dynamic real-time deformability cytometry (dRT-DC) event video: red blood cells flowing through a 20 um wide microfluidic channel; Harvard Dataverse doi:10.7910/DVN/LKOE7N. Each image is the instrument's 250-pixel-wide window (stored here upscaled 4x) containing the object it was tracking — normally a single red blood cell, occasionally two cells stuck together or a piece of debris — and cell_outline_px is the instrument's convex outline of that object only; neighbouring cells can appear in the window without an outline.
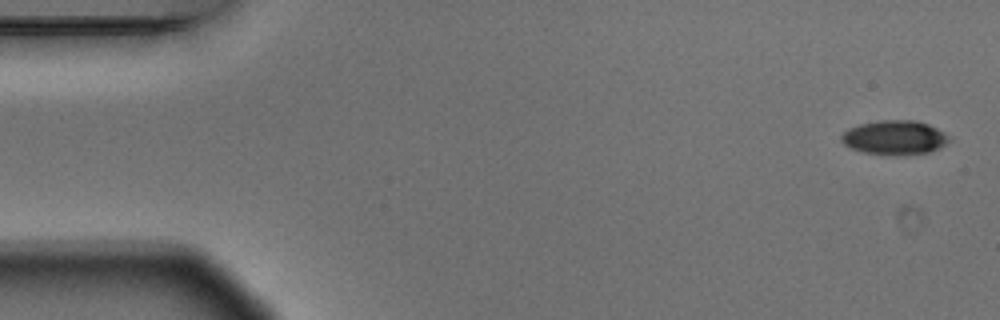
{"species": "Egyptian fruit bat (a non-hibernating species)", "species_latin": "Rousettus aegyptiacus", "temperature_condition": "warm", "stored_images_in_passage": 5, "camera_frame_rate_fps": 3000, "um_per_image_px": 0.085, "animal": {"sex": "male"}, "frame": {"image": 1, "passage_image": 1, "time_ms": 0.0, "image_size_px": [1000, 320], "cell_outline_px": [[952, 140], [928, 152], [864, 152], [852, 148], [844, 144], [840, 140], [840, 136], [848, 128], [860, 124], [880, 120], [916, 120], [928, 124], [936, 128], [948, 136]], "centroid_in_image_um": [76.0, 11.63], "position_along_channel_um": 9.0, "area_um2": 20.46}}
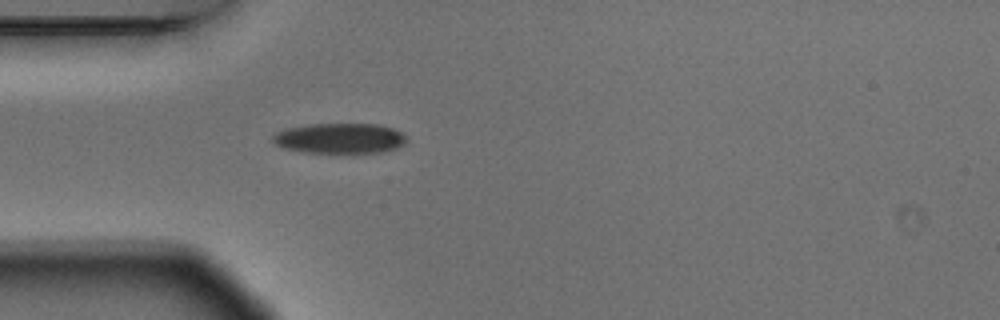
{"frame": {"image": 2, "passage_image": 5, "time_ms": 1.333, "image_size_px": [1000, 320], "cell_outline_px": [[408, 140], [404, 144], [396, 148], [380, 152], [304, 152], [284, 148], [276, 144], [272, 140], [272, 136], [276, 132], [288, 128], [308, 124], [380, 124], [392, 128], [400, 132]], "centroid_in_image_um": [28.87, 11.74], "position_along_channel_um": 56.1, "area_um2": 23.41}}